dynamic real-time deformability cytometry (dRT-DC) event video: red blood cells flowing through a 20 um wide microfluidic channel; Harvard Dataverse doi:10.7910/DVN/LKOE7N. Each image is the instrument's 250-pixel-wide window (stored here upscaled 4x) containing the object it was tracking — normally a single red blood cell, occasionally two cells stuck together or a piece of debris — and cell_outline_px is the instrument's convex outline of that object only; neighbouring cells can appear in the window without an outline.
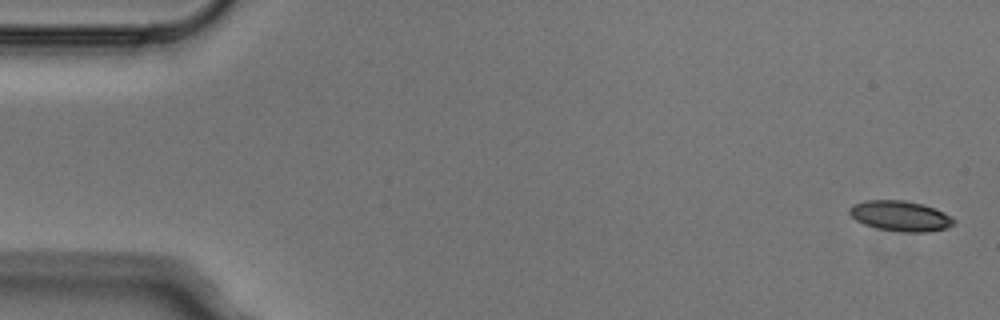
{"species": "Egyptian fruit bat (a non-hibernating species)", "species_latin": "Rousettus aegyptiacus", "temperature_condition": "cold", "stored_images_in_passage": 6, "segment_of_instrument_passage": [1, 2], "camera_frame_rate_fps": 3000, "um_per_image_px": 0.085, "animal": {"sex": "male"}, "frame": {"image": 1, "passage_image": 1, "time_ms": 0.0, "image_size_px": [1000, 320], "cell_outline_px": [[956, 220], [952, 224], [944, 228], [928, 232], [904, 232], [876, 228], [864, 224], [856, 220], [848, 212], [848, 208], [852, 204], [868, 200], [904, 200], [920, 204], [944, 212]], "centroid_in_image_um": [76.48, 18.35], "position_along_channel_um": 8.5, "area_um2": 18.26}}
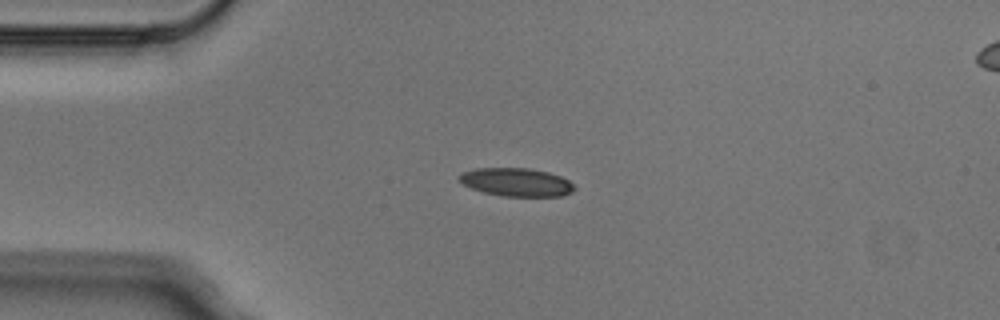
{"frame": {"image": 2, "passage_image": 4, "time_ms": 1.0, "image_size_px": [1000, 320], "cell_outline_px": [[576, 188], [572, 192], [564, 196], [504, 196], [484, 192], [472, 188], [464, 184], [456, 176], [464, 172], [476, 168], [528, 168], [548, 172], [560, 176], [568, 180]], "centroid_in_image_um": [43.91, 15.48], "position_along_channel_um": 41.1, "area_um2": 18.84}}